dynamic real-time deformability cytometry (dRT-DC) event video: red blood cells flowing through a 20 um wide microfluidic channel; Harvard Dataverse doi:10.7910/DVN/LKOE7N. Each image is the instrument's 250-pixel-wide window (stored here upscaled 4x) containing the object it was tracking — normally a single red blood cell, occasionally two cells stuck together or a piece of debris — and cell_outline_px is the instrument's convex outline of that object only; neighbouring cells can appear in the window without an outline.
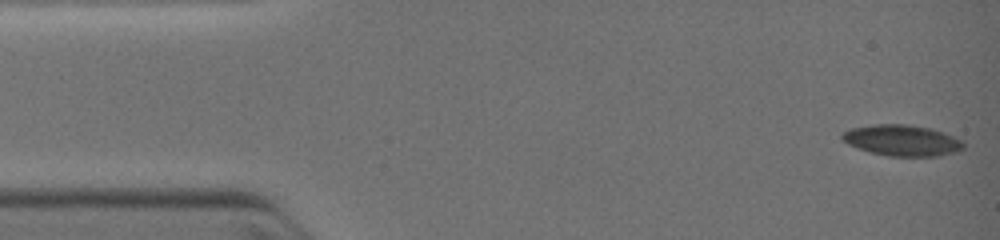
{"species": "common noctule bat (a hibernating species)", "species_latin": "Nyctalus noctula", "temperature_condition": "warm", "stored_images_in_passage": 4, "camera_frame_rate_fps": 3000, "um_per_image_px": 0.085, "animal": {"sex": "female", "body_mass_g": 19.0, "forearm_length_mm": 51.5}, "frame": {"image": 1, "passage_image": 1, "time_ms": 0.0, "image_size_px": [1000, 240], "cell_outline_px": [[964, 148], [956, 152], [940, 156], [888, 156], [856, 148], [848, 144], [840, 136], [844, 132], [852, 128], [872, 124], [908, 124], [932, 128], [944, 132], [960, 140], [964, 144]], "centroid_in_image_um": [76.69, 11.93], "position_along_channel_um": 8.3, "area_um2": 21.96}}
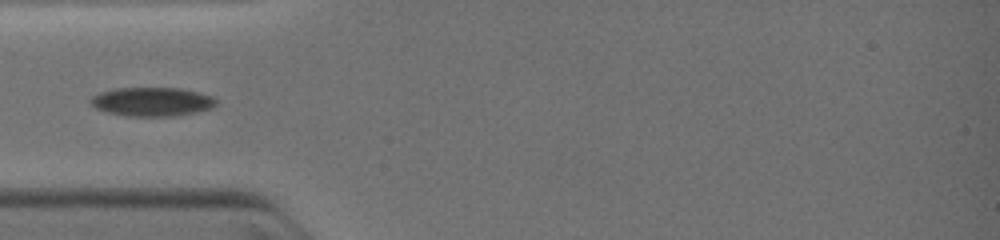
{"frame": {"image": 2, "passage_image": 4, "time_ms": 3.667, "image_size_px": [1000, 240], "cell_outline_px": [[216, 104], [212, 108], [196, 112], [172, 116], [124, 116], [108, 112], [96, 108], [88, 100], [92, 96], [100, 92], [116, 88], [180, 88], [200, 92], [212, 96], [216, 100]], "centroid_in_image_um": [12.92, 8.64], "position_along_channel_um": 72.1, "area_um2": 21.15}}